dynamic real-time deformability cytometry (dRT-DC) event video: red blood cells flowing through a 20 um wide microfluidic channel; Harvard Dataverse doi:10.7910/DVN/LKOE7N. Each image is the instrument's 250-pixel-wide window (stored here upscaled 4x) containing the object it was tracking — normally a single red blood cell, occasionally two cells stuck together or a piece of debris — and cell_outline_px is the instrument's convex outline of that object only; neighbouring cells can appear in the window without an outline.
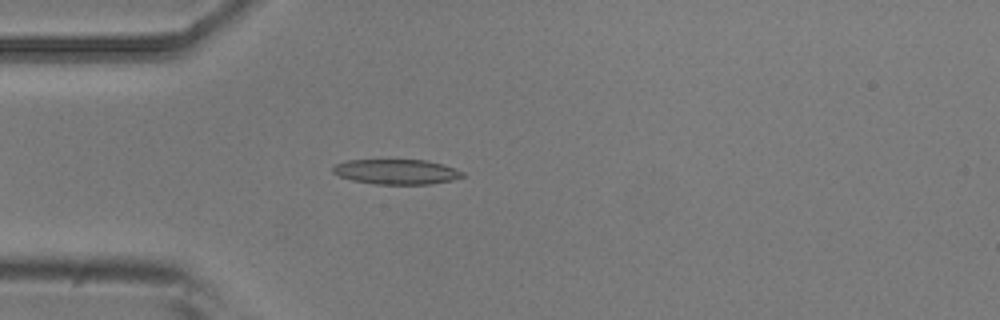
{"species": "common noctule bat (a hibernating species)", "species_latin": "Nyctalus noctula", "temperature_condition": "room temperature", "stored_images_in_passage": 5, "camera_frame_rate_fps": 3000, "um_per_image_px": 0.085, "animal": {"sex": "male", "body_mass_g": 20.5, "forearm_length_mm": 52.5}, "frame": {"image": 1, "passage_image": 5, "time_ms": 1.333, "image_size_px": [1000, 320], "cell_outline_px": [[464, 176], [452, 180], [428, 184], [376, 184], [352, 180], [340, 176], [332, 172], [332, 168], [336, 164], [344, 160], [428, 160], [464, 172]], "centroid_in_image_um": [33.66, 14.6], "position_along_channel_um": 51.3, "area_um2": 18.73}}